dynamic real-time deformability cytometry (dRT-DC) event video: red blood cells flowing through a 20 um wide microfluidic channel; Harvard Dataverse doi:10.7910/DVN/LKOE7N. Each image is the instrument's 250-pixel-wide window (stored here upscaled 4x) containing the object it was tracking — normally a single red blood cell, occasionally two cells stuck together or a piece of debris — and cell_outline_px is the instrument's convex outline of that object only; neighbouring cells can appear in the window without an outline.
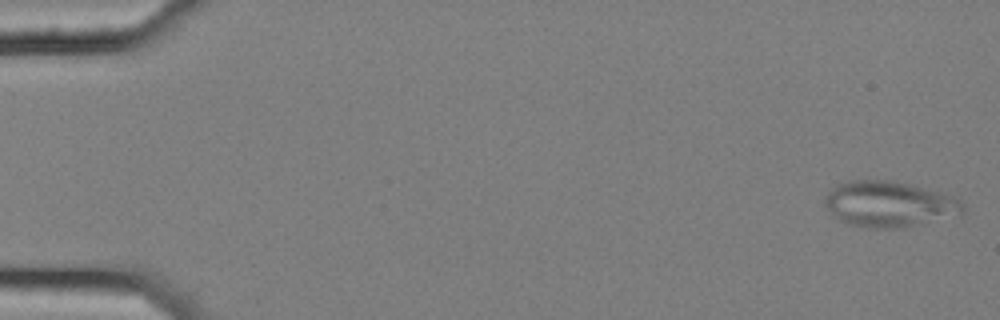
{"species": "common noctule bat (a hibernating species)", "species_latin": "Nyctalus noctula", "temperature_condition": "cold", "stored_images_in_passage": 4, "camera_frame_rate_fps": 3000, "um_per_image_px": 0.085, "animal": {"sex": "female", "body_mass_g": 25.1}, "frame": {"image": 1, "passage_image": 1, "time_ms": 0.0, "image_size_px": [1000, 320], "cell_outline_px": [[964, 212], [896, 228], [872, 228], [852, 224], [840, 220], [824, 204], [824, 200], [828, 192], [836, 184], [848, 180], [892, 180], [908, 184], [952, 196], [960, 200], [964, 204]], "centroid_in_image_um": [75.51, 17.31], "position_along_channel_um": 9.5, "area_um2": 35.78}}